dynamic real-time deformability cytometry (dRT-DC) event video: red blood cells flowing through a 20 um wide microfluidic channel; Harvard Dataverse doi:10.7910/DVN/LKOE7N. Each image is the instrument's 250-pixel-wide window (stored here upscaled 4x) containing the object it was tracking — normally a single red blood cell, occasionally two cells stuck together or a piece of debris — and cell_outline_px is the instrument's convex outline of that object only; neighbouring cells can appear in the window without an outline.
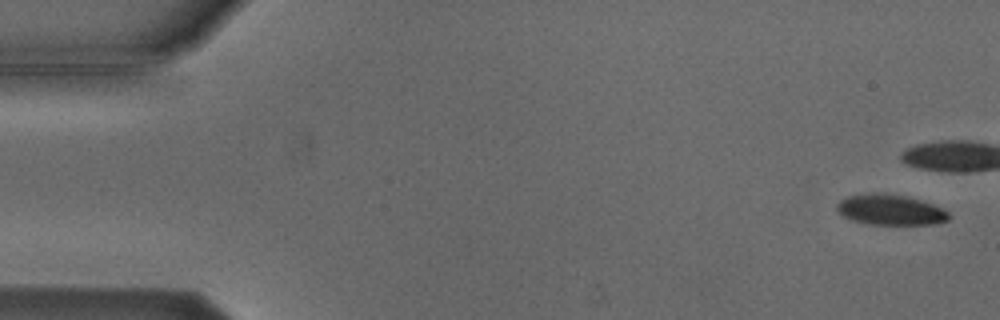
{"species": "Egyptian fruit bat (a non-hibernating species)", "species_latin": "Rousettus aegyptiacus", "temperature_condition": "cold", "stored_images_in_passage": 6, "camera_frame_rate_fps": 3000, "um_per_image_px": 0.085, "animal": {"sex": "male"}, "frame": {"image": 1, "passage_image": 1, "time_ms": 0.0, "image_size_px": [1000, 320], "cell_outline_px": [[948, 220], [936, 224], [868, 224], [852, 220], [844, 216], [836, 208], [836, 204], [840, 200], [848, 196], [872, 192], [908, 196], [932, 204], [948, 212]], "centroid_in_image_um": [75.66, 17.83], "position_along_channel_um": 9.3, "area_um2": 19.71}}
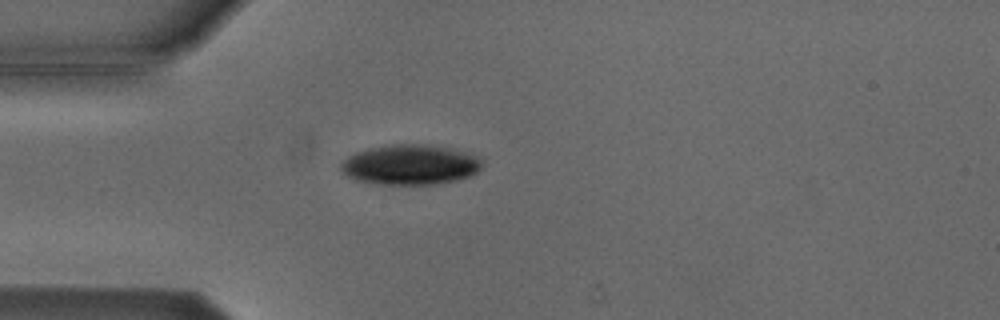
{"frame": {"image": 2, "passage_image": 6, "time_ms": 6.667, "image_size_px": [1000, 320], "cell_outline_px": [[484, 164], [476, 172], [468, 176], [456, 180], [436, 184], [380, 184], [356, 180], [348, 176], [340, 168], [340, 164], [348, 156], [356, 152], [368, 148], [388, 144], [428, 144], [452, 148], [476, 156]], "centroid_in_image_um": [34.85, 13.98], "position_along_channel_um": 50.1, "area_um2": 32.95}}